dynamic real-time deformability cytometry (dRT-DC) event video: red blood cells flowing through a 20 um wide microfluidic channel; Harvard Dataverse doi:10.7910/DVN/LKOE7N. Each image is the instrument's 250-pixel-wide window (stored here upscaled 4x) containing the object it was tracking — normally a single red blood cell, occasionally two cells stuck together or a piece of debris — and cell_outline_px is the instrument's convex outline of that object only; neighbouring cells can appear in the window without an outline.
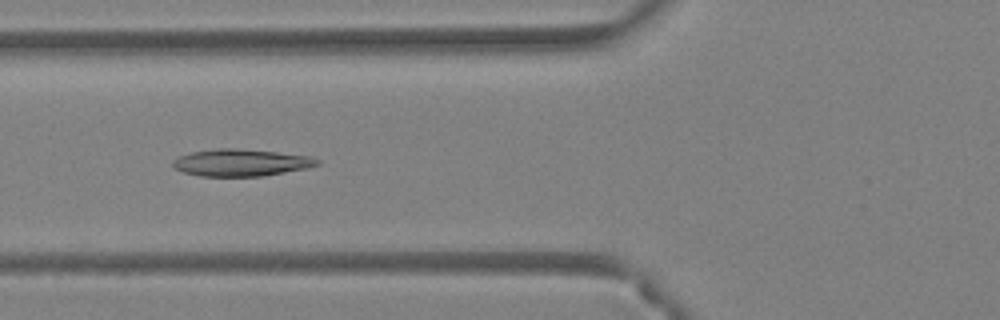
{"species": "Egyptian fruit bat (a non-hibernating species)", "species_latin": "Rousettus aegyptiacus", "temperature_condition": "warm", "stored_images_in_passage": 38, "camera_frame_rate_fps": 3000, "um_per_image_px": 0.085, "animal": {"sex": "female"}, "frame": {"image": 1, "passage_image": 8, "time_ms": 2.333, "image_size_px": [1000, 320], "cell_outline_px": [[320, 164], [308, 168], [264, 176], [200, 176], [184, 172], [176, 168], [172, 164], [172, 160], [180, 156], [192, 152], [220, 148], [236, 148], [276, 152], [312, 156], [320, 160]], "centroid_in_image_um": [20.53, 13.82], "position_along_channel_um": 105.3, "area_um2": 22.72}}
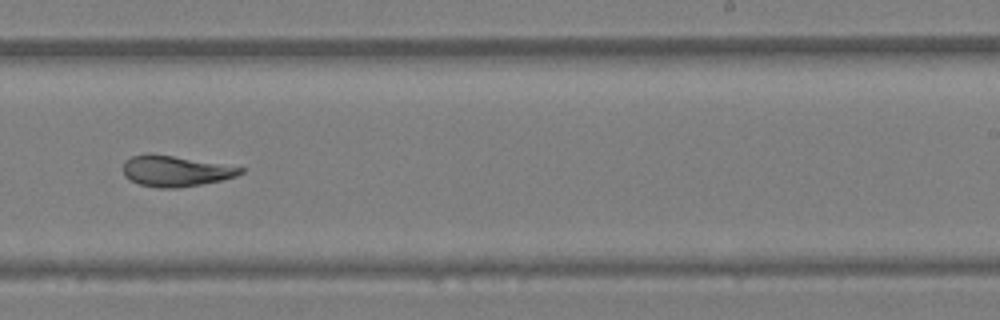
{"frame": {"image": 2, "passage_image": 20, "time_ms": 6.333, "image_size_px": [1000, 320], "cell_outline_px": [[244, 172], [236, 176], [220, 180], [200, 184], [176, 188], [156, 188], [140, 184], [124, 176], [124, 160], [132, 156], [172, 156], [244, 168]], "centroid_in_image_um": [14.92, 14.57], "position_along_channel_um": 274.1, "area_um2": 20.17}}
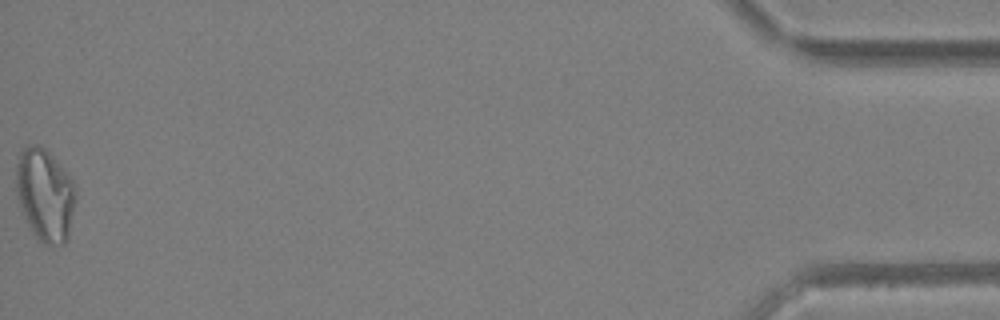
{"frame": {"image": 3, "passage_image": 38, "time_ms": 12.333, "image_size_px": [1000, 320], "cell_outline_px": [[76, 200], [68, 240], [64, 244], [44, 244], [32, 232], [24, 216], [16, 192], [16, 164], [20, 152], [28, 144], [40, 144], [52, 156], [76, 184]], "centroid_in_image_um": [3.84, 16.55], "position_along_channel_um": 431.4, "area_um2": 32.25}, "authors_computed_cell_mechanics": {"area_um2": 22.6576, "velocity_mm_per_s": 4.2342, "shape_relaxation_time_tau1_ms": null, "shape_relaxation_time_tau2_ms": 3.7479, "deformation_change_tau1": null, "deformation_change_tau2": 0.1044}}